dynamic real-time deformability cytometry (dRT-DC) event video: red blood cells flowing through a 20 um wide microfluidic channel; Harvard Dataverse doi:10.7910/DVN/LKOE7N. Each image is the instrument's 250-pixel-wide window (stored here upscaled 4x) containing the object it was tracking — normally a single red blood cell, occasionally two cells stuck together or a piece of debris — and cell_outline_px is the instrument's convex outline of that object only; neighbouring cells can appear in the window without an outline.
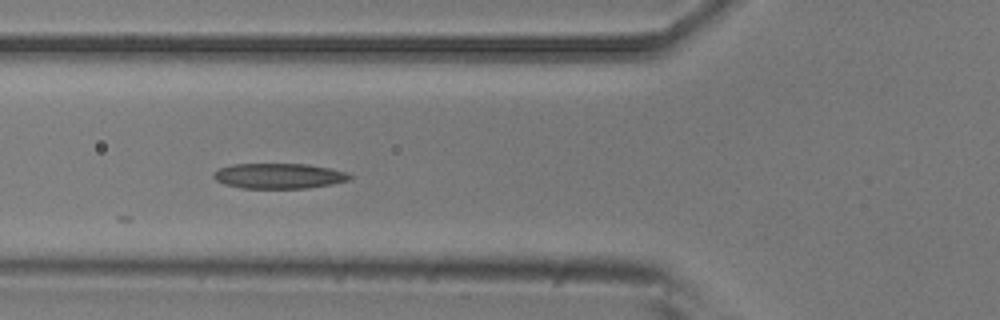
{"species": "common noctule bat (a hibernating species)", "species_latin": "Nyctalus noctula", "temperature_condition": "room temperature", "stored_images_in_passage": 7, "camera_frame_rate_fps": 3000, "um_per_image_px": 0.085, "animal": {"sex": "male", "body_mass_g": 20.5, "forearm_length_mm": 52.5}, "frame": {"image": 1, "passage_image": 5, "time_ms": 1.333, "image_size_px": [1000, 320], "cell_outline_px": [[352, 176], [348, 180], [332, 184], [308, 188], [240, 188], [224, 184], [216, 180], [212, 176], [220, 168], [232, 164], [308, 164], [348, 172]], "centroid_in_image_um": [23.71, 14.95], "position_along_channel_um": 102.1, "area_um2": 20.0}}